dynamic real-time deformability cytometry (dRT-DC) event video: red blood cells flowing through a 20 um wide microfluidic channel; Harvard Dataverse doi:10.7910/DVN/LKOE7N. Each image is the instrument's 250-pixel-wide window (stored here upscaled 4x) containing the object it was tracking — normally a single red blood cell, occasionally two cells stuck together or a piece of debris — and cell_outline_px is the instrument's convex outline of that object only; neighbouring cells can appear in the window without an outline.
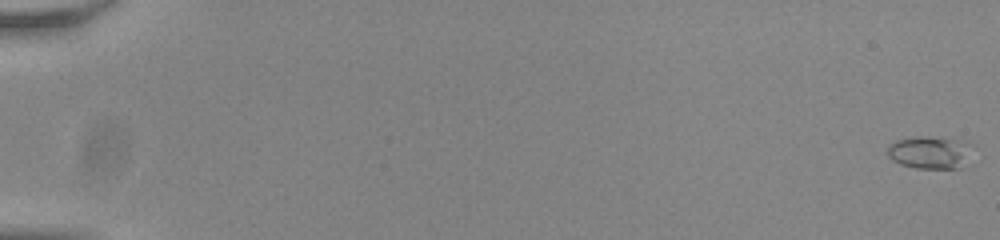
{"species": "common noctule bat (a hibernating species)", "species_latin": "Nyctalus noctula", "temperature_condition": "room temperature", "stored_images_in_passage": 56, "camera_frame_rate_fps": 3000, "um_per_image_px": 0.085, "animal": {"sex": "male", "body_mass_g": 20.0, "forearm_length_mm": 53.3}, "frame": {"image": 1, "passage_image": 1, "time_ms": 0.0, "image_size_px": [1000, 240], "cell_outline_px": [[976, 148], [960, 168], [916, 168], [900, 164], [892, 160], [888, 156], [888, 144], [896, 140], [916, 136], [924, 136], [968, 140], [976, 144]], "centroid_in_image_um": [79.12, 12.92], "position_along_channel_um": 5.9, "area_um2": 16.7}}
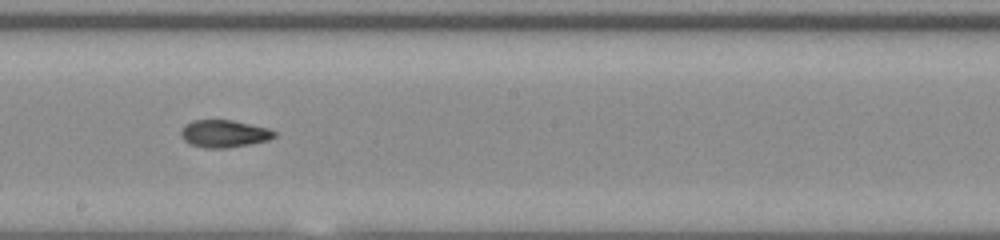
{"frame": {"image": 2, "passage_image": 34, "time_ms": 11.0, "image_size_px": [1000, 240], "cell_outline_px": [[276, 136], [268, 140], [228, 148], [204, 148], [192, 144], [184, 140], [180, 136], [180, 132], [184, 124], [192, 120], [232, 120], [268, 128], [276, 132]], "centroid_in_image_um": [19.02, 11.35], "position_along_channel_um": 229.2, "area_um2": 14.91}}
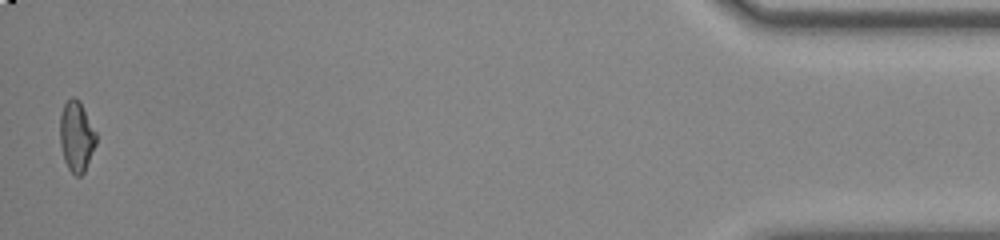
{"frame": {"image": 3, "passage_image": 56, "time_ms": 18.333, "image_size_px": [1000, 240], "cell_outline_px": [[96, 144], [84, 172], [80, 176], [76, 176], [68, 168], [64, 160], [60, 144], [60, 116], [64, 104], [72, 96], [76, 96], [80, 100], [96, 132]], "centroid_in_image_um": [6.5, 11.57], "position_along_channel_um": 428.7, "area_um2": 14.91}, "authors_computed_cell_mechanics": {"area_um2": 14.7968, "velocity_mm_per_s": 3.8208, "shape_relaxation_time_tau1_ms": null, "shape_relaxation_time_tau2_ms": 3.088, "deformation_change_tau1": null, "deformation_change_tau2": 0.0857}}